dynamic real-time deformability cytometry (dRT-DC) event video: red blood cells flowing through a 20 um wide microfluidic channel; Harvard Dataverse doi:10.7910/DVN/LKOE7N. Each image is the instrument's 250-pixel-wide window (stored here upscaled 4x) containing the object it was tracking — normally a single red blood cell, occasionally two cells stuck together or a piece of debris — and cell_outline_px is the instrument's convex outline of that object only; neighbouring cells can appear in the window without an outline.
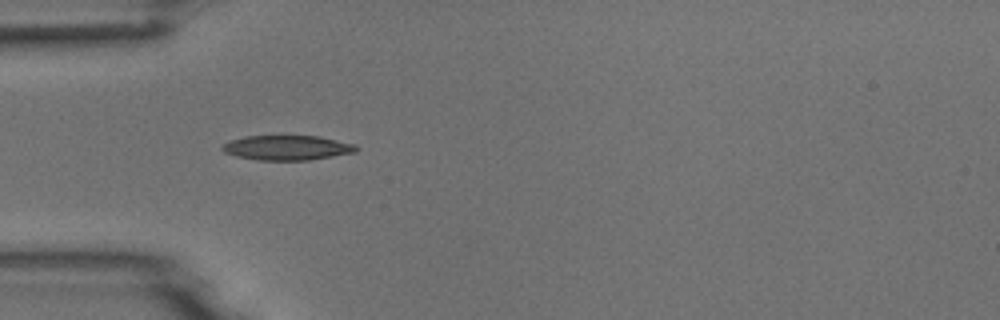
{"species": "common noctule bat (a hibernating species)", "species_latin": "Nyctalus noctula", "temperature_condition": "room temperature", "stored_images_in_passage": 4, "camera_frame_rate_fps": 3000, "um_per_image_px": 0.085, "animal": {"sex": "male", "body_mass_g": 18.8}, "frame": {"image": 1, "passage_image": 3, "time_ms": 3.0, "image_size_px": [1000, 320], "cell_outline_px": [[360, 148], [356, 152], [308, 160], [260, 160], [236, 156], [224, 152], [220, 148], [228, 140], [244, 136], [320, 136], [356, 144]], "centroid_in_image_um": [24.41, 12.55], "position_along_channel_um": 60.6, "area_um2": 19.42}}